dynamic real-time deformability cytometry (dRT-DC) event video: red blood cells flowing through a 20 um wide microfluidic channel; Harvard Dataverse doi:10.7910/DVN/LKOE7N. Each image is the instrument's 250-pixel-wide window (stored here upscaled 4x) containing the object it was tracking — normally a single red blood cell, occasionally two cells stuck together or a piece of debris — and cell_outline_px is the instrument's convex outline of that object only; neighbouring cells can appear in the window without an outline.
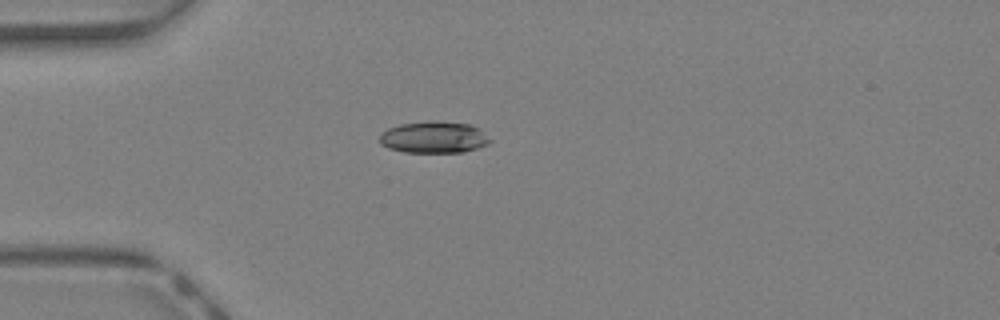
{"species": "Egyptian fruit bat (a non-hibernating species)", "species_latin": "Rousettus aegyptiacus", "temperature_condition": "warm", "stored_images_in_passage": 26, "camera_frame_rate_fps": 3000, "um_per_image_px": 0.085, "animal": {"sex": "female"}, "frame": {"image": 1, "passage_image": 1, "time_ms": 0.0, "image_size_px": [1000, 320], "cell_outline_px": [[492, 140], [488, 144], [464, 152], [404, 152], [388, 148], [380, 144], [380, 132], [388, 128], [400, 124], [432, 120], [468, 124], [476, 128]], "centroid_in_image_um": [36.82, 11.67], "position_along_channel_um": 48.2, "area_um2": 20.29}}
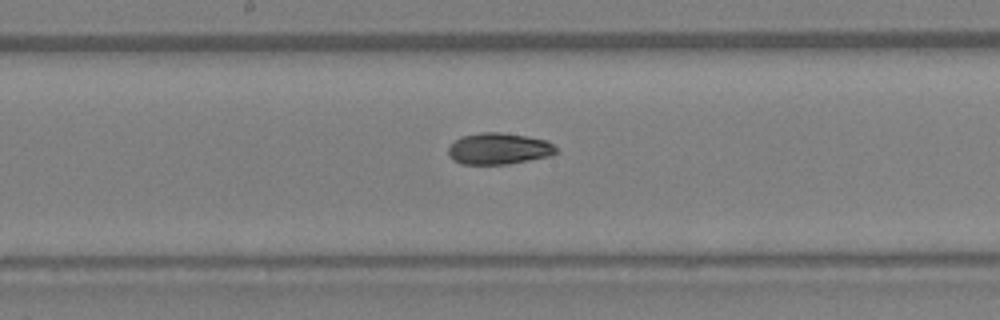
{"frame": {"image": 2, "passage_image": 12, "time_ms": 3.667, "image_size_px": [1000, 320], "cell_outline_px": [[560, 152], [552, 156], [508, 164], [460, 164], [452, 160], [448, 156], [448, 148], [460, 136], [480, 132], [500, 132], [528, 136], [548, 140]], "centroid_in_image_um": [42.42, 12.64], "position_along_channel_um": 205.8, "area_um2": 20.11}}
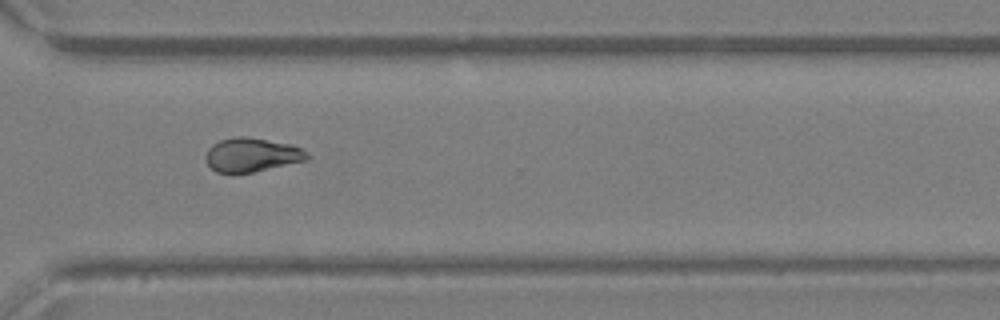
{"frame": {"image": 3, "passage_image": 21, "time_ms": 6.667, "image_size_px": [1000, 320], "cell_outline_px": [[308, 160], [252, 172], [232, 176], [216, 172], [208, 164], [204, 156], [208, 148], [212, 144], [220, 140], [236, 136], [244, 136], [288, 144], [300, 148], [308, 156]], "centroid_in_image_um": [21.31, 13.2], "position_along_channel_um": 349.3, "area_um2": 20.17}, "authors_computed_cell_mechanics": {"area_um2": 19.7965, "velocity_mm_per_s": 4.7822, "shape_relaxation_time_tau1_ms": 10.8276, "shape_relaxation_time_tau2_ms": 4.222, "deformation_change_tau1": 0.2523, "deformation_change_tau2": 0.0868}}